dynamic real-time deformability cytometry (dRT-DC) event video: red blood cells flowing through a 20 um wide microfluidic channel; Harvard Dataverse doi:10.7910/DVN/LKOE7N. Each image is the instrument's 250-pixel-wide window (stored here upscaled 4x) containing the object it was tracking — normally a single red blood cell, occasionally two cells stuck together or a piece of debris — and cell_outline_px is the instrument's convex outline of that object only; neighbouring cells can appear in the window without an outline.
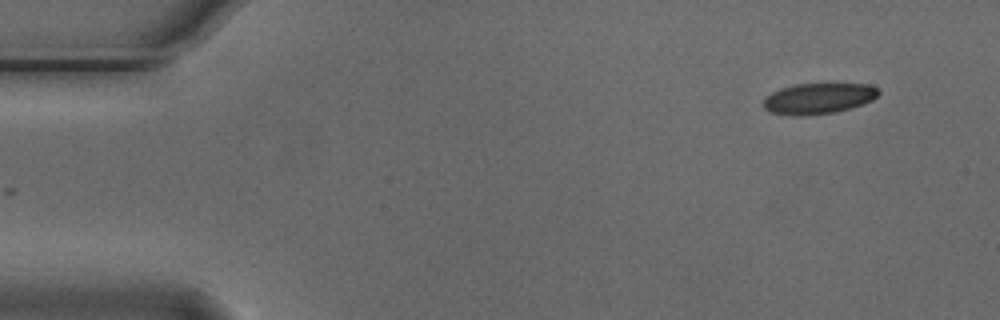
{"species": "Egyptian fruit bat (a non-hibernating species)", "species_latin": "Rousettus aegyptiacus", "temperature_condition": "cold", "stored_images_in_passage": 43, "camera_frame_rate_fps": 3000, "um_per_image_px": 0.085, "animal": {"sex": "male"}, "frame": {"image": 1, "passage_image": 1, "time_ms": 0.0, "image_size_px": [1000, 320], "cell_outline_px": [[880, 92], [872, 100], [836, 112], [800, 116], [792, 116], [772, 112], [764, 108], [764, 100], [772, 92], [780, 88], [796, 84], [872, 84]], "centroid_in_image_um": [69.56, 8.36], "position_along_channel_um": 15.4, "area_um2": 20.4}}
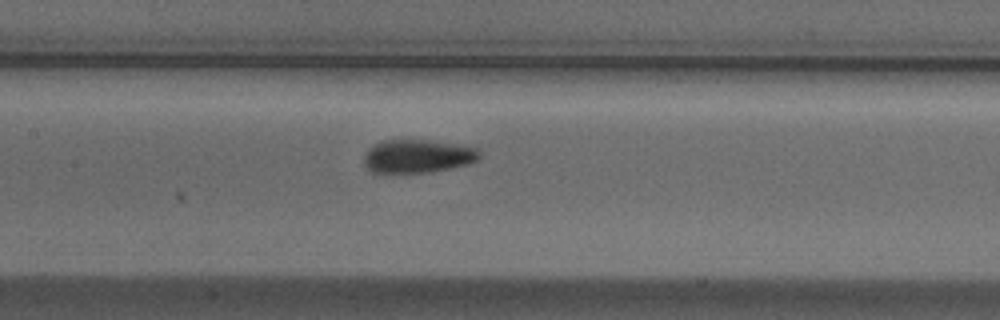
{"frame": {"image": 2, "passage_image": 22, "time_ms": 7.0, "image_size_px": [1000, 320], "cell_outline_px": [[480, 156], [476, 160], [468, 164], [432, 172], [372, 172], [364, 164], [364, 156], [368, 148], [384, 140], [428, 140], [456, 144], [480, 148]], "centroid_in_image_um": [35.52, 13.27], "position_along_channel_um": 171.9, "area_um2": 22.31}}
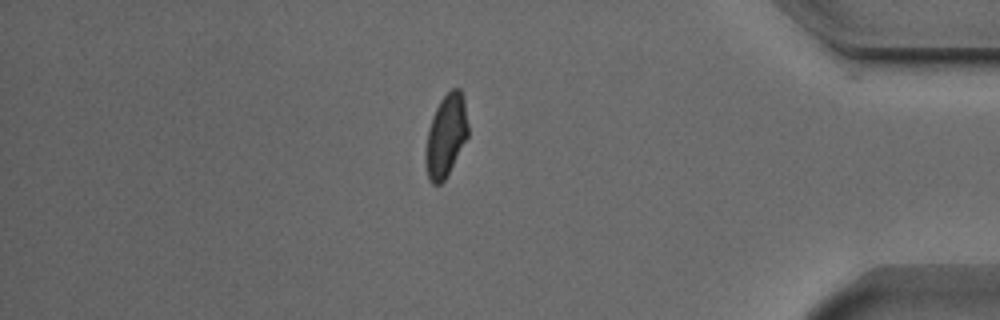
{"frame": {"image": 3, "passage_image": 43, "time_ms": 14.0, "image_size_px": [1000, 320], "cell_outline_px": [[468, 136], [444, 180], [440, 184], [432, 184], [428, 180], [424, 160], [424, 152], [428, 128], [432, 116], [440, 100], [452, 88], [460, 88], [464, 100], [468, 124]], "centroid_in_image_um": [37.87, 11.54], "position_along_channel_um": 397.3, "area_um2": 20.46}, "authors_computed_cell_mechanics": {"area_um2": 21.7328, "velocity_mm_per_s": 3.7325, "shape_relaxation_time_tau1_ms": 4.7756, "shape_relaxation_time_tau2_ms": 2.0178, "deformation_change_tau1": 0.1211, "deformation_change_tau2": 0.0767}}